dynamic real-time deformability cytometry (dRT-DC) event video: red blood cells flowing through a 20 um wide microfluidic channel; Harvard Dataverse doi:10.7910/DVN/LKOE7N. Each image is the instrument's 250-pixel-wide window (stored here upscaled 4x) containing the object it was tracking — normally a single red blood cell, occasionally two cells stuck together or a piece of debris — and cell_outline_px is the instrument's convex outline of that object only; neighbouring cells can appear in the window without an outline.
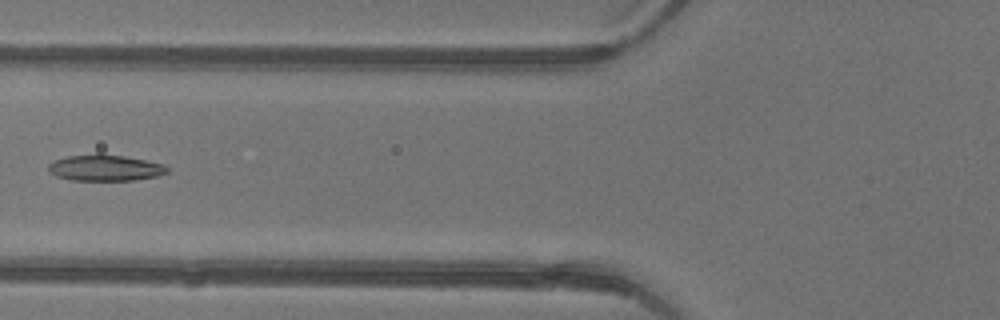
{"species": "common noctule bat (a hibernating species)", "species_latin": "Nyctalus noctula", "temperature_condition": "warm", "stored_images_in_passage": 6, "camera_frame_rate_fps": 3000, "um_per_image_px": 0.085, "animal": {"sex": "female"}, "frame": {"image": 1, "passage_image": 6, "time_ms": 1.667, "image_size_px": [1000, 320], "cell_outline_px": [[168, 172], [160, 176], [132, 180], [72, 180], [56, 176], [48, 172], [48, 164], [56, 160], [68, 156], [96, 152], [100, 152], [124, 156], [164, 164], [168, 168]], "centroid_in_image_um": [8.93, 14.25], "position_along_channel_um": 116.9, "area_um2": 18.38}}